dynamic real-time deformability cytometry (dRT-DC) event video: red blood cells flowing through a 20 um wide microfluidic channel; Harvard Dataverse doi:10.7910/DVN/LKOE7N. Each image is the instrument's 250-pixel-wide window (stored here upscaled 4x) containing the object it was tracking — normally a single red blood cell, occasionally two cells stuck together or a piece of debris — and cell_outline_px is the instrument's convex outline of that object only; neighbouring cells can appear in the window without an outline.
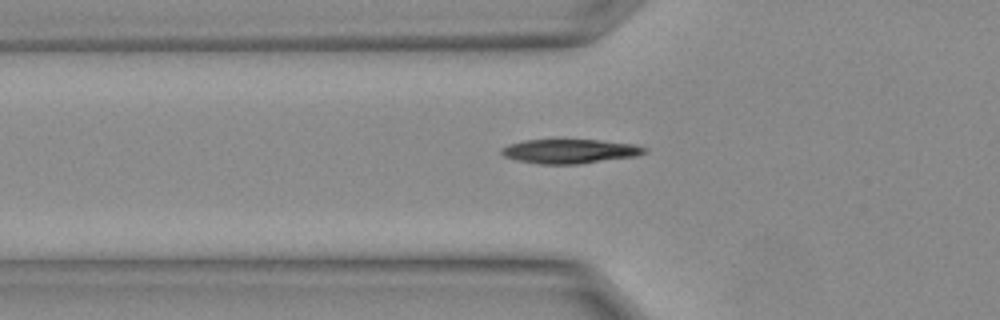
{"species": "Egyptian fruit bat (a non-hibernating species)", "species_latin": "Rousettus aegyptiacus", "temperature_condition": "warm", "stored_images_in_passage": 22, "segment_of_instrument_passage": [1, 2], "camera_frame_rate_fps": 3000, "um_per_image_px": 0.085, "animal": {"sex": "female"}, "frame": {"image": 1, "passage_image": 3, "time_ms": 0.667, "image_size_px": [1000, 320], "cell_outline_px": [[648, 152], [636, 156], [580, 164], [536, 164], [516, 160], [504, 156], [500, 152], [500, 148], [508, 144], [524, 140], [600, 140], [632, 144], [648, 148]], "centroid_in_image_um": [48.41, 12.86], "position_along_channel_um": 77.4, "area_um2": 20.35}}
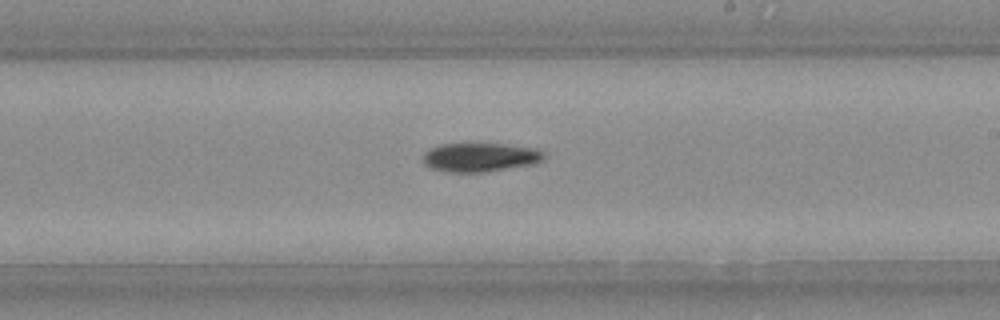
{"frame": {"image": 2, "passage_image": 10, "time_ms": 3.0, "image_size_px": [1000, 320], "cell_outline_px": [[548, 156], [544, 160], [536, 164], [484, 172], [452, 172], [428, 168], [424, 164], [424, 152], [440, 144], [500, 144], [536, 148], [544, 152]], "centroid_in_image_um": [40.87, 13.38], "position_along_channel_um": 248.1, "area_um2": 20.46}}
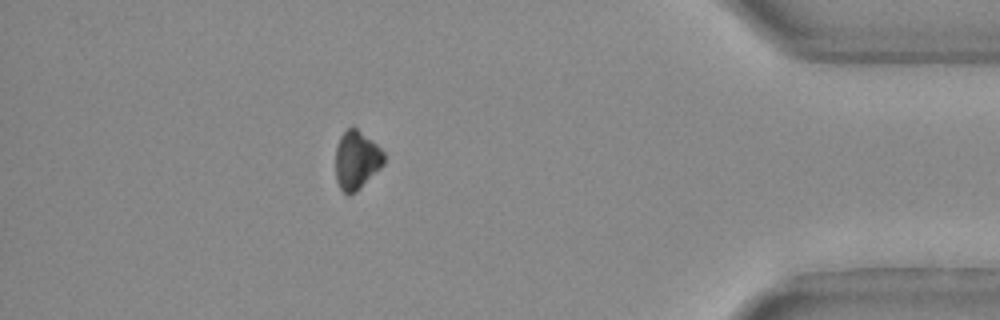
{"frame": {"image": 3, "passage_image": 18, "time_ms": 5.667, "image_size_px": [1000, 320], "cell_outline_px": [[384, 164], [356, 192], [348, 196], [340, 188], [336, 180], [336, 148], [340, 136], [348, 128], [356, 128], [372, 140], [384, 152]], "centroid_in_image_um": [30.3, 13.63], "position_along_channel_um": 404.9, "area_um2": 16.36}}